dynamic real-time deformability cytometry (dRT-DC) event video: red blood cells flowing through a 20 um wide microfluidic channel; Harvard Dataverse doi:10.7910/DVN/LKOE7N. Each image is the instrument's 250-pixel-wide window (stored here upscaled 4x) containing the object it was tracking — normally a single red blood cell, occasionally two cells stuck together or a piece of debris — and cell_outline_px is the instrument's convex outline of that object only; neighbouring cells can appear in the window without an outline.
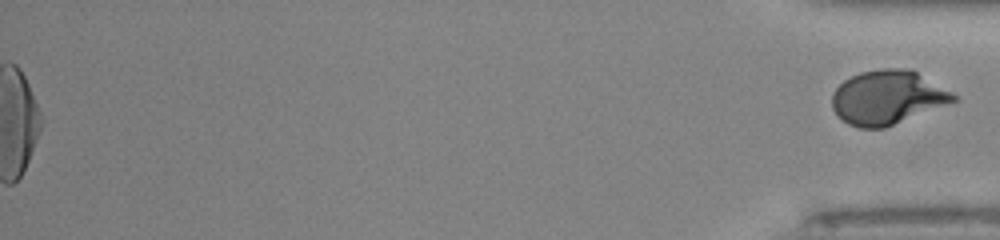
{"species": "human", "species_latin": "Homo sapiens", "temperature_condition": "room temperature", "stored_images_in_passage": 55, "segment_of_instrument_passage": [2, 2], "camera_frame_rate_fps": 3000, "um_per_image_px": 0.085, "donor": {"sex": "male"}, "frame": {"image": 1, "passage_image": 55, "time_ms": 18.0, "image_size_px": [1000, 240], "cell_outline_px": [[956, 100], [884, 128], [860, 128], [848, 124], [832, 108], [832, 92], [844, 80], [860, 72], [880, 68], [912, 68], [952, 92], [956, 96]], "centroid_in_image_um": [75.42, 8.25], "position_along_channel_um": 359.8, "area_um2": 37.92}}